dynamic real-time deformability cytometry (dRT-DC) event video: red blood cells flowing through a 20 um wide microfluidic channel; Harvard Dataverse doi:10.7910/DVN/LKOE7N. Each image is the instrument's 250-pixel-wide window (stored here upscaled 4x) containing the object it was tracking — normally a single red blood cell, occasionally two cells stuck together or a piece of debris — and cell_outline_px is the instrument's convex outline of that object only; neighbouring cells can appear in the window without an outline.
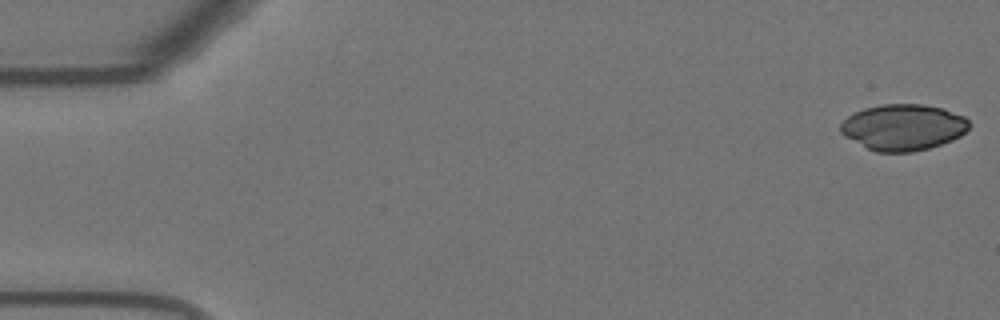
{"species": "Egyptian fruit bat (a non-hibernating species)", "species_latin": "Rousettus aegyptiacus", "temperature_condition": "warm", "stored_images_in_passage": 9, "camera_frame_rate_fps": 3000, "um_per_image_px": 0.085, "animal": {"sex": "female"}, "frame": {"image": 1, "passage_image": 1, "time_ms": 0.0, "image_size_px": [1000, 320], "cell_outline_px": [[972, 124], [960, 136], [952, 140], [928, 148], [912, 152], [876, 152], [844, 136], [840, 132], [840, 124], [848, 116], [864, 108], [880, 104], [924, 104], [944, 108], [964, 116]], "centroid_in_image_um": [76.78, 10.8], "position_along_channel_um": 8.2, "area_um2": 34.62}}